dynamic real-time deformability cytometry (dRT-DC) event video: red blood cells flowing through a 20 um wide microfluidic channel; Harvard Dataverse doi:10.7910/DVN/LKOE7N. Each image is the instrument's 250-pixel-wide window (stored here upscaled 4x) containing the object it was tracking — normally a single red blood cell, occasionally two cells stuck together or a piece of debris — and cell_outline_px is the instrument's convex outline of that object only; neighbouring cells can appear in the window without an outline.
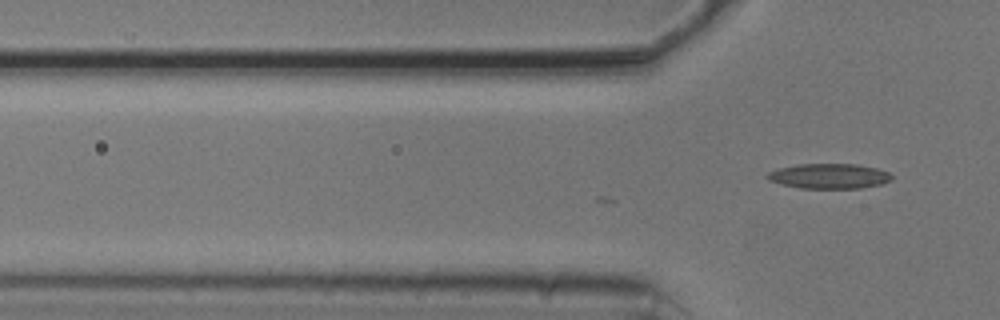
{"species": "common noctule bat (a hibernating species)", "species_latin": "Nyctalus noctula", "temperature_condition": "cold", "stored_images_in_passage": 2, "camera_frame_rate_fps": 3000, "um_per_image_px": 0.085, "animal": {"sex": "male", "body_mass_g": 20.5, "forearm_length_mm": 52.5}, "frame": {"image": 1, "passage_image": 2, "time_ms": 0.333, "image_size_px": [1000, 320], "cell_outline_px": [[892, 180], [880, 184], [860, 188], [800, 188], [780, 184], [768, 180], [764, 176], [768, 172], [776, 168], [796, 164], [856, 164], [876, 168], [888, 172], [892, 176]], "centroid_in_image_um": [70.41, 14.96], "position_along_channel_um": 55.4, "area_um2": 18.26}}